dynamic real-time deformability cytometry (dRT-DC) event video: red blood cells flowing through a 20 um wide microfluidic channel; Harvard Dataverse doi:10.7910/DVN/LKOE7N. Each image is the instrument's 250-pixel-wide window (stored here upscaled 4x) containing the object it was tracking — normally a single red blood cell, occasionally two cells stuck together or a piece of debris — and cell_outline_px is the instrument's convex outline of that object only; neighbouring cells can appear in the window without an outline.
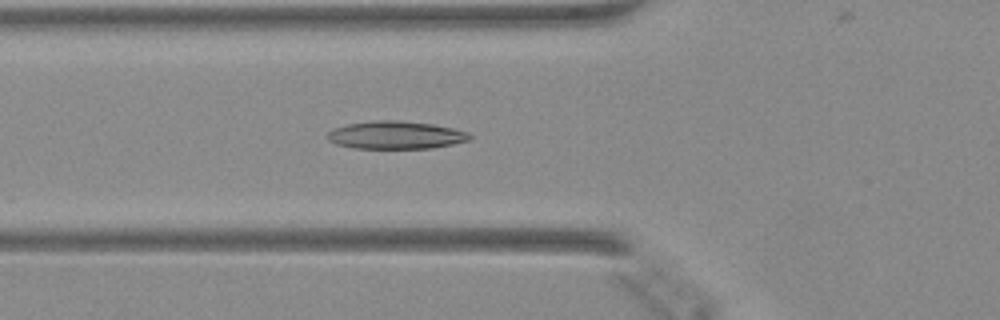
{"species": "Egyptian fruit bat (a non-hibernating species)", "species_latin": "Rousettus aegyptiacus", "temperature_condition": "warm", "stored_images_in_passage": 24, "camera_frame_rate_fps": 3000, "um_per_image_px": 0.085, "animal": {"sex": "female"}, "frame": {"image": 1, "passage_image": 8, "time_ms": 2.333, "image_size_px": [1000, 320], "cell_outline_px": [[472, 136], [468, 140], [452, 144], [432, 148], [352, 148], [336, 144], [328, 140], [328, 132], [332, 128], [348, 124], [372, 120], [400, 120], [432, 124], [452, 128], [468, 132]], "centroid_in_image_um": [33.61, 11.47], "position_along_channel_um": 92.2, "area_um2": 23.06}}
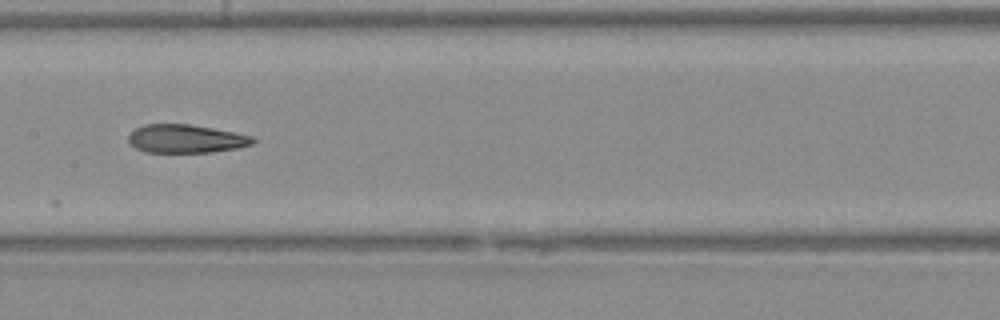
{"frame": {"image": 2, "passage_image": 15, "time_ms": 4.667, "image_size_px": [1000, 320], "cell_outline_px": [[256, 140], [252, 144], [236, 148], [212, 152], [144, 152], [136, 148], [128, 140], [128, 136], [136, 128], [144, 124], [192, 124], [252, 136]], "centroid_in_image_um": [15.79, 11.79], "position_along_channel_um": 191.6, "area_um2": 20.4}}
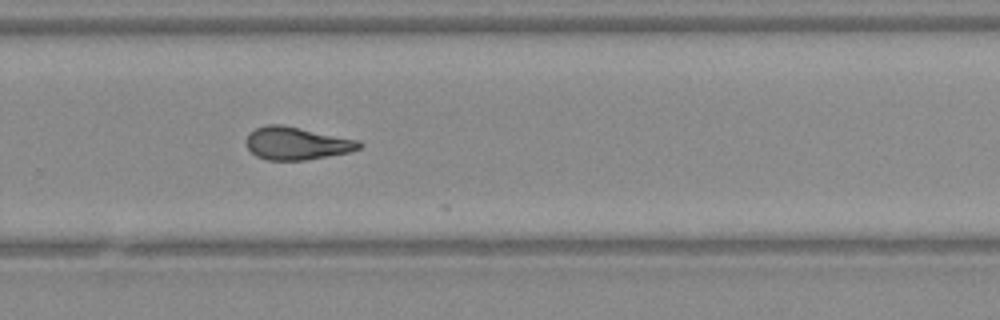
{"frame": {"image": 3, "passage_image": 23, "time_ms": 7.333, "image_size_px": [1000, 320], "cell_outline_px": [[364, 144], [360, 148], [352, 152], [304, 160], [268, 160], [256, 156], [248, 148], [244, 140], [248, 132], [256, 128], [268, 124], [280, 124], [360, 140]], "centroid_in_image_um": [25.22, 12.18], "position_along_channel_um": 304.6, "area_um2": 21.73}}